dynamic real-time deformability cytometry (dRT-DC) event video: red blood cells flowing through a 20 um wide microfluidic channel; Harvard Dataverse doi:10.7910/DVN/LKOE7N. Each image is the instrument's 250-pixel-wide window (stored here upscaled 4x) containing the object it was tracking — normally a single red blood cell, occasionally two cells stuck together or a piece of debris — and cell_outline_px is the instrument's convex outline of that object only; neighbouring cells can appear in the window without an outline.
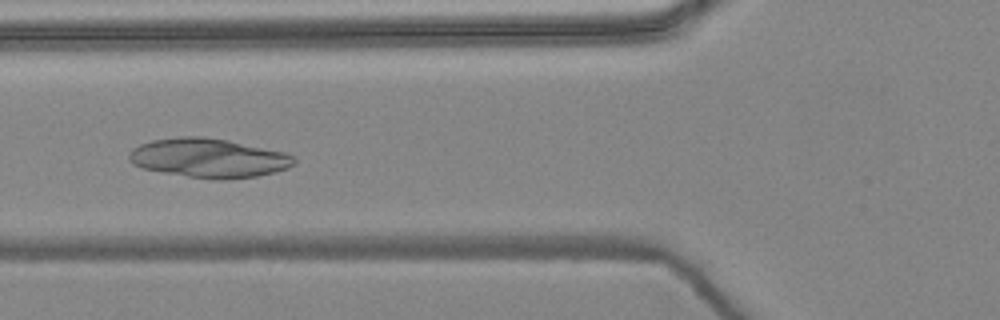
{"species": "common noctule bat (a hibernating species)", "species_latin": "Nyctalus noctula", "temperature_condition": "warm", "stored_images_in_passage": 7, "camera_frame_rate_fps": 3000, "um_per_image_px": 0.085, "animal": {"sex": "female", "body_mass_g": 24.6, "forearm_length_mm": 56.2}, "frame": {"image": 1, "passage_image": 6, "time_ms": 1.667, "image_size_px": [1000, 320], "cell_outline_px": [[296, 160], [288, 168], [276, 172], [256, 176], [216, 180], [212, 180], [164, 172], [144, 168], [132, 164], [128, 160], [128, 156], [132, 148], [140, 144], [152, 140], [180, 136], [204, 136], [228, 140], [284, 152], [292, 156]], "centroid_in_image_um": [17.71, 13.42], "position_along_channel_um": 108.1, "area_um2": 37.57}}
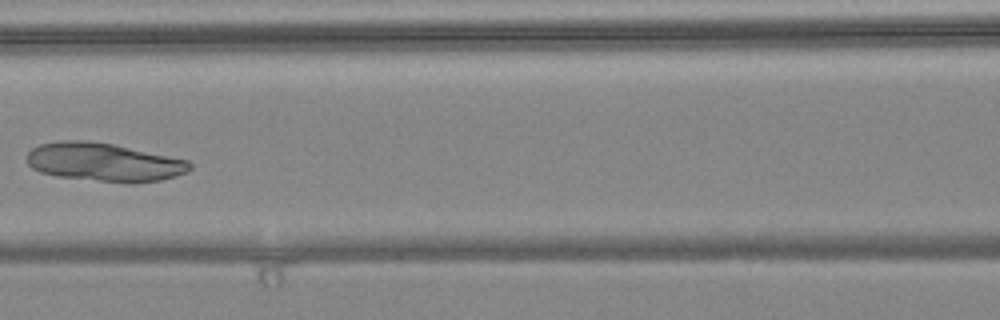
{"frame": {"image": 2, "passage_image": 7, "time_ms": 2.0, "image_size_px": [1000, 320], "cell_outline_px": [[192, 168], [188, 172], [176, 176], [160, 180], [132, 184], [128, 184], [60, 176], [40, 172], [32, 168], [28, 164], [28, 152], [32, 148], [40, 144], [56, 140], [84, 140], [112, 144], [188, 160], [192, 164]], "centroid_in_image_um": [8.86, 13.79], "position_along_channel_um": 157.7, "area_um2": 36.53}}